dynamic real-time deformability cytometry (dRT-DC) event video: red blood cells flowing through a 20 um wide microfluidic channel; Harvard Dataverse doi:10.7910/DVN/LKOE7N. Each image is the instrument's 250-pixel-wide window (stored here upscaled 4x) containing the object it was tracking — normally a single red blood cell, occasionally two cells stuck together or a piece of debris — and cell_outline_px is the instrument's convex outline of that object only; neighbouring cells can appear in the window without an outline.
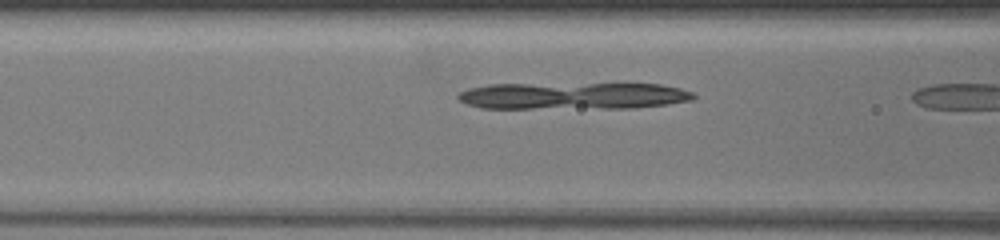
{"species": "common noctule bat (a hibernating species)", "species_latin": "Nyctalus noctula", "temperature_condition": "warm", "stored_images_in_passage": 14, "camera_frame_rate_fps": 3000, "um_per_image_px": 0.085, "animal": {"sex": "female", "body_mass_g": 19.5, "forearm_length_mm": 54.1}, "frame": {"image": 1, "passage_image": 12, "time_ms": 3.667, "image_size_px": [1000, 240], "cell_outline_px": [[696, 96], [692, 100], [664, 104], [628, 108], [480, 108], [468, 104], [460, 100], [456, 96], [460, 92], [468, 88], [488, 84], [660, 84], [680, 88], [692, 92]], "centroid_in_image_um": [48.67, 8.14], "position_along_channel_um": 117.9, "area_um2": 36.76}}